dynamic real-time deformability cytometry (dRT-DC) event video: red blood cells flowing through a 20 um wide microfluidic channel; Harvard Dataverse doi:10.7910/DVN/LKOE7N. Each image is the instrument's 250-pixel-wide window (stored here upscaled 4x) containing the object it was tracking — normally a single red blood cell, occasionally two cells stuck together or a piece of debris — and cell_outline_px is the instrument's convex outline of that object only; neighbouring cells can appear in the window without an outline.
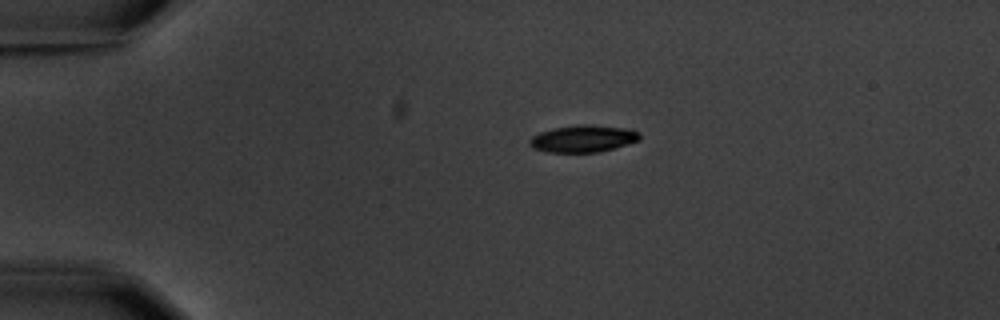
{"species": "common noctule bat (a hibernating species)", "species_latin": "Nyctalus noctula", "temperature_condition": "warm", "stored_images_in_passage": 13, "camera_frame_rate_fps": 3000, "um_per_image_px": 0.085, "animal": {"sex": "male", "body_mass_g": 20.1, "forearm_length_mm": 53.5}, "frame": {"image": 1, "passage_image": 1, "time_ms": 0.0, "image_size_px": [1000, 320], "cell_outline_px": [[640, 140], [600, 152], [548, 152], [532, 148], [528, 144], [528, 140], [532, 136], [540, 132], [556, 128], [580, 124], [592, 124], [628, 128], [640, 132]], "centroid_in_image_um": [49.57, 11.78], "position_along_channel_um": 35.4, "area_um2": 17.46}}
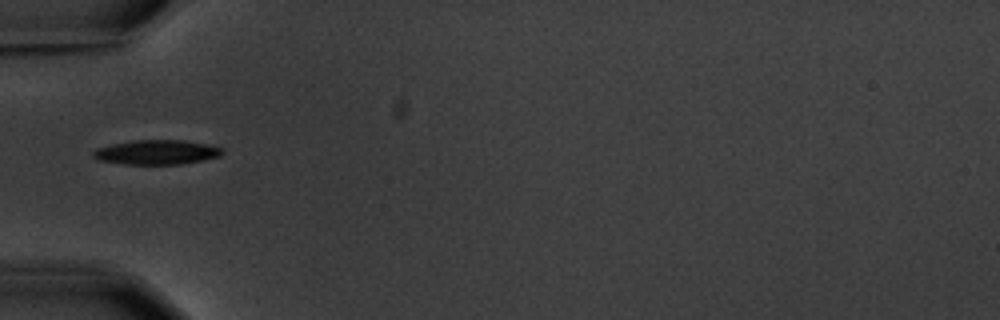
{"frame": {"image": 2, "passage_image": 3, "time_ms": 2.333, "image_size_px": [1000, 320], "cell_outline_px": [[224, 152], [220, 156], [204, 160], [180, 164], [124, 164], [100, 160], [92, 156], [92, 152], [96, 148], [112, 144], [132, 140], [184, 140], [224, 148]], "centroid_in_image_um": [13.32, 12.94], "position_along_channel_um": 71.7, "area_um2": 18.44}}
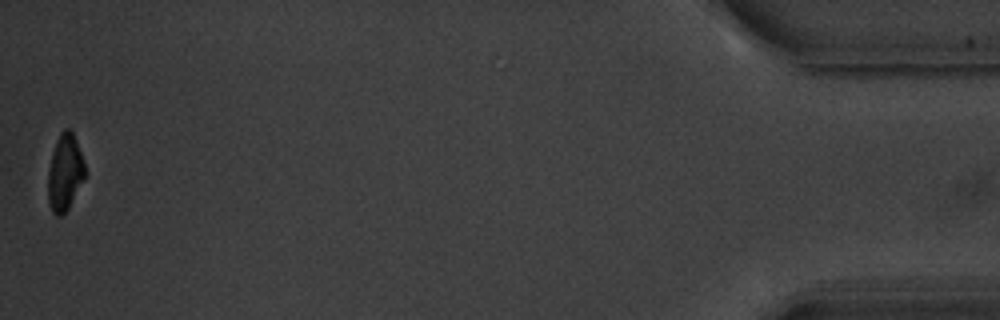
{"frame": {"image": 3, "passage_image": 13, "time_ms": 14.667, "image_size_px": [1000, 320], "cell_outline_px": [[84, 180], [68, 208], [60, 216], [56, 216], [52, 212], [48, 200], [48, 172], [52, 152], [56, 140], [60, 132], [64, 128], [68, 128], [72, 132], [76, 140], [84, 160]], "centroid_in_image_um": [5.5, 14.65], "position_along_channel_um": 429.7, "area_um2": 16.42}, "authors_computed_cell_mechanics": {"area_um2": 17.918, "velocity_mm_per_s": 3.6005, "shape_relaxation_time_tau1_ms": 1.7699, "shape_relaxation_time_tau2_ms": 2.8857, "deformation_change_tau1": 0.1193, "deformation_change_tau2": 0.0708}}